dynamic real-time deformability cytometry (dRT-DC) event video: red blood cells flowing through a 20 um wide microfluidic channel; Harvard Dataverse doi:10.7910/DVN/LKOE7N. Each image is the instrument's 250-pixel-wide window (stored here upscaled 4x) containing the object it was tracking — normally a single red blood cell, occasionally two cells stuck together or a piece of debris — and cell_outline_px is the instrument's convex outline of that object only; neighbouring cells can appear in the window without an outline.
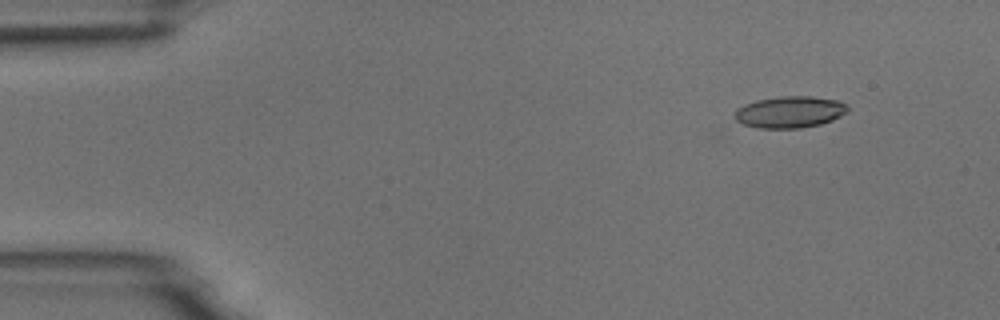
{"species": "common noctule bat (a hibernating species)", "species_latin": "Nyctalus noctula", "temperature_condition": "room temperature", "stored_images_in_passage": 2, "camera_frame_rate_fps": 3000, "um_per_image_px": 0.085, "animal": {"sex": "male", "body_mass_g": 18.8}, "frame": {"image": 1, "passage_image": 2, "time_ms": 1.0, "image_size_px": [1000, 320], "cell_outline_px": [[848, 112], [832, 120], [820, 124], [800, 128], [760, 128], [744, 124], [736, 120], [736, 108], [744, 104], [756, 100], [780, 96], [812, 96], [840, 100], [848, 108]], "centroid_in_image_um": [67.15, 9.51], "position_along_channel_um": 17.9, "area_um2": 20.81}}